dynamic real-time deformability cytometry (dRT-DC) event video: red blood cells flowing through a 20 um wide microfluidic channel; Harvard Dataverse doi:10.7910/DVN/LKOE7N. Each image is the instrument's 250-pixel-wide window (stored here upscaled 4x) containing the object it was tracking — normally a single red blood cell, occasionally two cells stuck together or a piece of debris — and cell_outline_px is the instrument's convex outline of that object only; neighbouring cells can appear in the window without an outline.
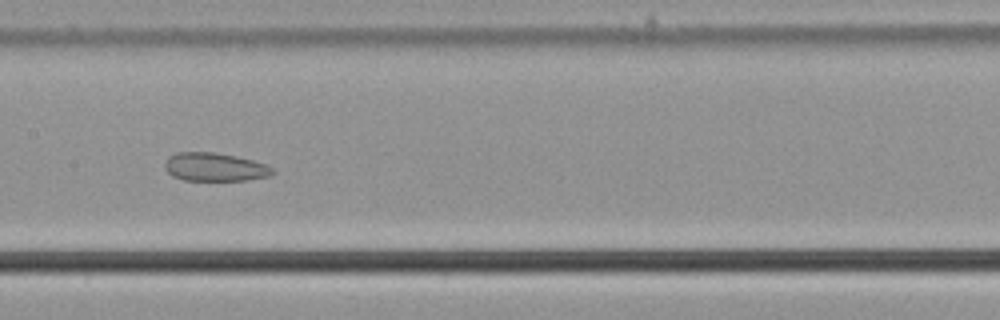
{"species": "common noctule bat (a hibernating species)", "species_latin": "Nyctalus noctula", "temperature_condition": "cold", "stored_images_in_passage": 55, "camera_frame_rate_fps": 3000, "um_per_image_px": 0.085, "animal": {"sex": "male", "body_mass_g": 21.5, "forearm_length_mm": 52.0}, "frame": {"image": 1, "passage_image": 28, "time_ms": 9.0, "image_size_px": [1000, 320], "cell_outline_px": [[276, 172], [268, 176], [248, 180], [184, 180], [172, 176], [164, 168], [164, 164], [168, 156], [176, 152], [212, 152], [236, 156], [252, 160], [264, 164], [272, 168]], "centroid_in_image_um": [18.22, 14.19], "position_along_channel_um": 189.2, "area_um2": 17.8}}
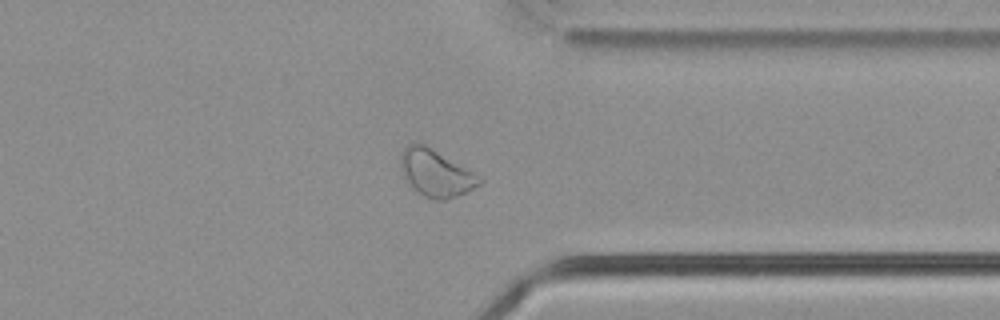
{"frame": {"image": 2, "passage_image": 43, "time_ms": 14.0, "image_size_px": [1000, 320], "cell_outline_px": [[484, 180], [480, 184], [456, 196], [444, 200], [436, 200], [424, 196], [416, 192], [412, 188], [400, 168], [400, 156], [404, 148], [412, 140], [416, 140], [424, 144], [484, 176]], "centroid_in_image_um": [37.06, 14.68], "position_along_channel_um": 374.3, "area_um2": 21.91}}
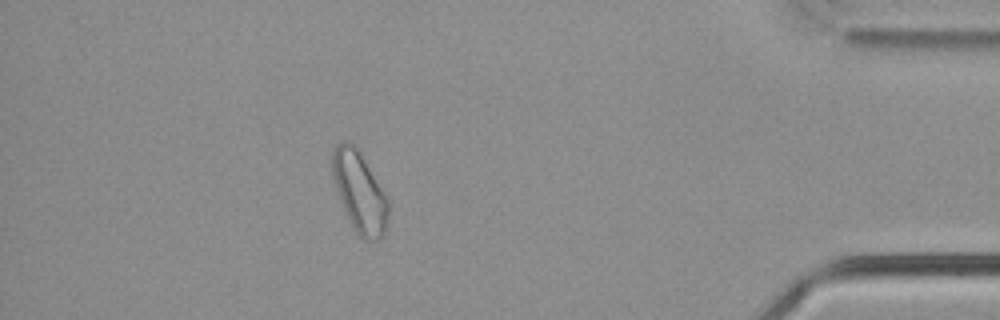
{"frame": {"image": 3, "passage_image": 49, "time_ms": 16.0, "image_size_px": [1000, 320], "cell_outline_px": [[388, 220], [384, 236], [376, 240], [364, 240], [356, 232], [344, 212], [336, 188], [332, 172], [332, 152], [336, 144], [344, 140], [356, 144], [360, 148], [384, 192], [388, 200]], "centroid_in_image_um": [30.56, 16.28], "position_along_channel_um": 404.6, "area_um2": 26.65}, "authors_computed_cell_mechanics": {"area_um2": 24.7962, "velocity_mm_per_s": 3.7522, "shape_relaxation_time_tau1_ms": null, "shape_relaxation_time_tau2_ms": 2.9182, "deformation_change_tau1": null, "deformation_change_tau2": 0.0874}}